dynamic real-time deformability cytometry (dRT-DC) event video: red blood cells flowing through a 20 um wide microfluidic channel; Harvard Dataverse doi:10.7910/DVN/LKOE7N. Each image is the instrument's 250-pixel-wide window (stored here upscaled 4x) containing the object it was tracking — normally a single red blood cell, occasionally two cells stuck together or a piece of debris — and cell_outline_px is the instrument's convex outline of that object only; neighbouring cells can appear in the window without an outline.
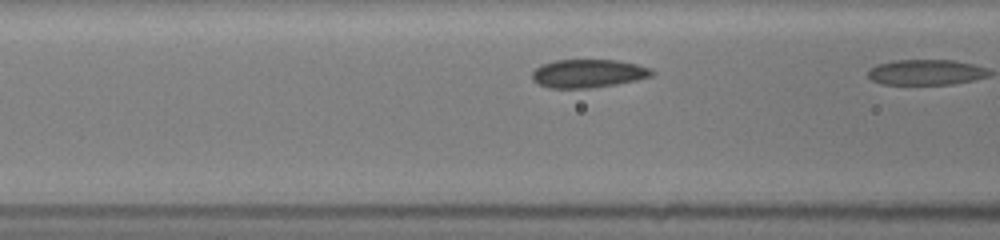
{"species": "common noctule bat (a hibernating species)", "species_latin": "Nyctalus noctula", "temperature_condition": "room temperature", "stored_images_in_passage": 6, "camera_frame_rate_fps": 3000, "um_per_image_px": 0.085, "animal": {"sex": "female", "body_mass_g": 19.5, "forearm_length_mm": 54.1}, "frame": {"image": 1, "passage_image": 5, "time_ms": 1.333, "image_size_px": [1000, 240], "cell_outline_px": [[656, 72], [652, 76], [636, 80], [616, 84], [588, 88], [552, 88], [540, 84], [532, 80], [532, 72], [540, 64], [556, 60], [616, 60], [636, 64], [652, 68]], "centroid_in_image_um": [50.01, 6.24], "position_along_channel_um": 116.6, "area_um2": 19.77}}